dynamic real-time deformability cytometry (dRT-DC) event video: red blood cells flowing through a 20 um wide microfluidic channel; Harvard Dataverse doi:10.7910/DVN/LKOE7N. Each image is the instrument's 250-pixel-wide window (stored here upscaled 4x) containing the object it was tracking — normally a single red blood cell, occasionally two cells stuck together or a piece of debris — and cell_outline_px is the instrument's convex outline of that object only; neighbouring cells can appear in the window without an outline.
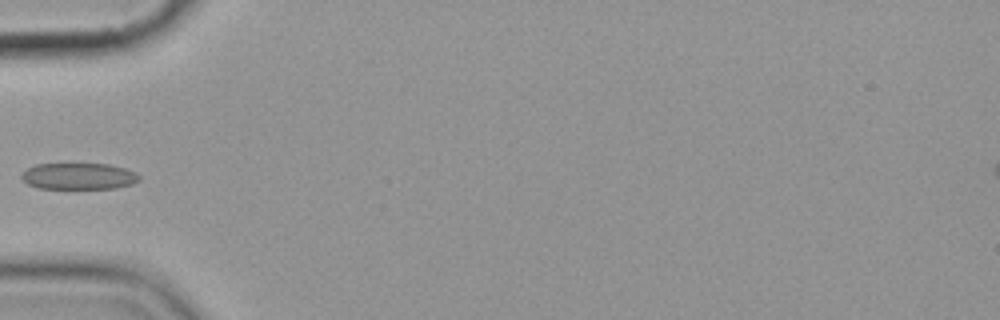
{"species": "common noctule bat (a hibernating species)", "species_latin": "Nyctalus noctula", "temperature_condition": "cold", "stored_images_in_passage": 5, "camera_frame_rate_fps": 3000, "um_per_image_px": 0.085, "animal": {"sex": "female", "body_mass_g": 19.9}, "frame": {"image": 1, "passage_image": 5, "time_ms": 4.667, "image_size_px": [1000, 320], "cell_outline_px": [[140, 180], [132, 184], [116, 188], [40, 188], [28, 184], [20, 176], [28, 168], [36, 164], [108, 164], [124, 168], [136, 172], [140, 176]], "centroid_in_image_um": [6.72, 14.97], "position_along_channel_um": 78.3, "area_um2": 17.98}}